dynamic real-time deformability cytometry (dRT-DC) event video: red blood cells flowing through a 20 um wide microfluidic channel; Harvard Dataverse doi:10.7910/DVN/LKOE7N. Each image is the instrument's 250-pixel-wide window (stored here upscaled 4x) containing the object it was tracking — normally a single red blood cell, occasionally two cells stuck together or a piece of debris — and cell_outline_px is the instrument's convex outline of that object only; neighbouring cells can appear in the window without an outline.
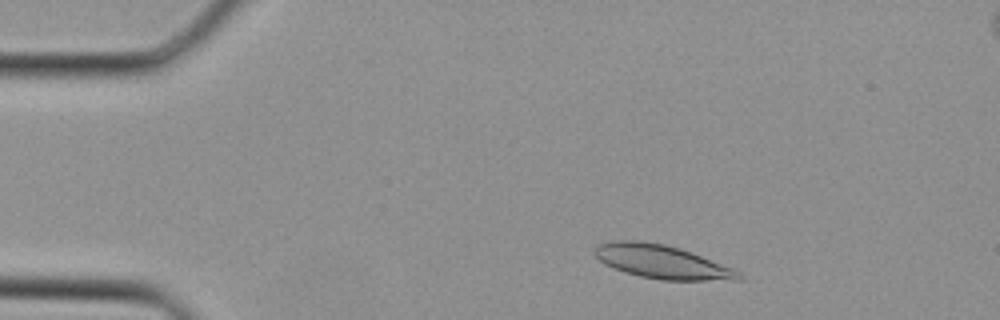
{"species": "Egyptian fruit bat (a non-hibernating species)", "species_latin": "Rousettus aegyptiacus", "temperature_condition": "cold", "stored_images_in_passage": 11, "camera_frame_rate_fps": 3000, "um_per_image_px": 0.085, "animal": {"sex": "female"}, "frame": {"image": 1, "passage_image": 4, "time_ms": 1.0, "image_size_px": [1000, 320], "cell_outline_px": [[744, 276], [740, 280], [660, 280], [640, 276], [624, 272], [612, 268], [604, 264], [592, 252], [592, 248], [596, 244], [612, 240], [636, 240], [664, 244], [680, 248], [736, 268]], "centroid_in_image_um": [56.25, 22.24], "position_along_channel_um": 28.7, "area_um2": 28.67}}
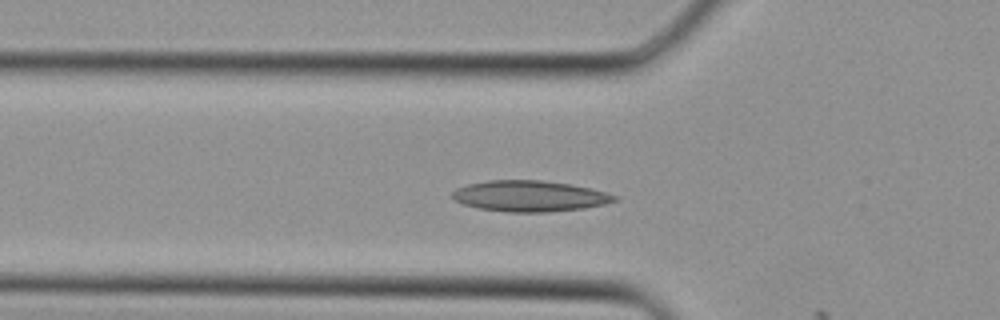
{"frame": {"image": 2, "passage_image": 10, "time_ms": 3.0, "image_size_px": [1000, 320], "cell_outline_px": [[620, 200], [604, 204], [584, 208], [548, 212], [508, 212], [480, 208], [464, 204], [456, 200], [452, 196], [452, 192], [456, 188], [468, 184], [488, 180], [540, 180], [572, 184], [604, 192], [616, 196]], "centroid_in_image_um": [45.03, 16.66], "position_along_channel_um": 80.8, "area_um2": 29.07}}